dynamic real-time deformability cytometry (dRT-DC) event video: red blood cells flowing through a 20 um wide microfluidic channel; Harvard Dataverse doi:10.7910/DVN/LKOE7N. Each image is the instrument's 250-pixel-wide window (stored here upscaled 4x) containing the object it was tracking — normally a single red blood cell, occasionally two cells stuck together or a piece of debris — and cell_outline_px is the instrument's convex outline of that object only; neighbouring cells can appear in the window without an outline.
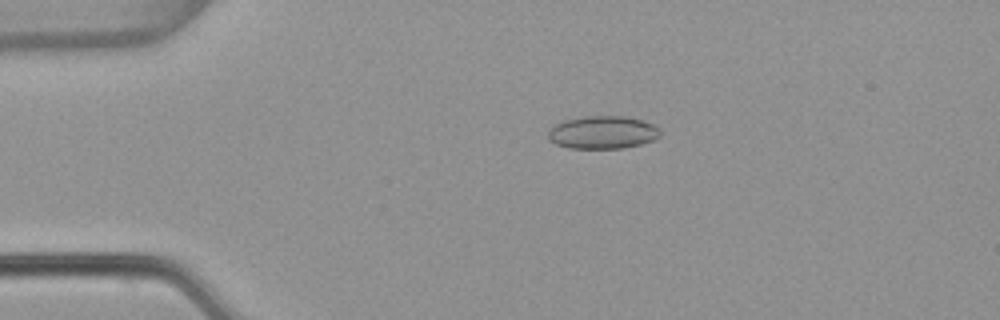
{"species": "common noctule bat (a hibernating species)", "species_latin": "Nyctalus noctula", "temperature_condition": "warm", "stored_images_in_passage": 53, "camera_frame_rate_fps": 3000, "um_per_image_px": 0.085, "animal": {"sex": "female", "body_mass_g": 22.7, "forearm_length_mm": 54.2}, "frame": {"image": 1, "passage_image": 11, "time_ms": 3.333, "image_size_px": [1000, 320], "cell_outline_px": [[660, 136], [652, 140], [640, 144], [624, 148], [568, 148], [556, 144], [548, 140], [548, 128], [552, 124], [564, 120], [584, 116], [624, 116], [644, 120], [652, 124], [660, 132]], "centroid_in_image_um": [51.16, 11.24], "position_along_channel_um": 33.8, "area_um2": 21.62}}
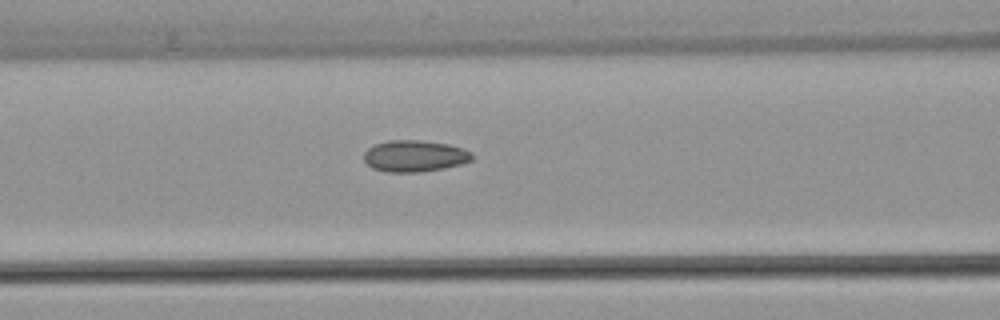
{"frame": {"image": 2, "passage_image": 22, "time_ms": 7.0, "image_size_px": [1000, 320], "cell_outline_px": [[476, 156], [472, 160], [460, 164], [444, 168], [420, 172], [384, 172], [372, 168], [364, 160], [364, 152], [368, 148], [376, 144], [388, 140], [420, 140], [448, 144], [464, 148], [472, 152]], "centroid_in_image_um": [35.27, 13.26], "position_along_channel_um": 131.3, "area_um2": 20.06}}
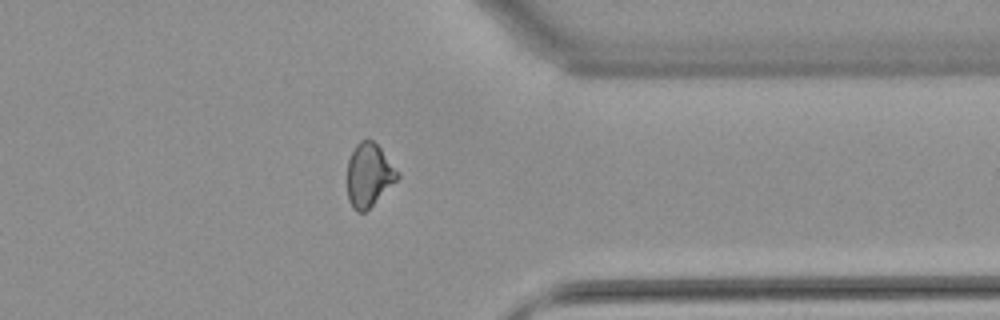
{"frame": {"image": 3, "passage_image": 42, "time_ms": 13.667, "image_size_px": [1000, 320], "cell_outline_px": [[400, 176], [364, 212], [356, 212], [352, 208], [348, 200], [348, 160], [356, 144], [360, 140], [372, 140], [380, 148], [400, 172]], "centroid_in_image_um": [31.35, 14.87], "position_along_channel_um": 380.1, "area_um2": 18.21}, "authors_computed_cell_mechanics": {"area_um2": 19.2474, "velocity_mm_per_s": 3.8565, "shape_relaxation_time_tau1_ms": null, "shape_relaxation_time_tau2_ms": 2.3211, "deformation_change_tau1": null, "deformation_change_tau2": 0.0714}}